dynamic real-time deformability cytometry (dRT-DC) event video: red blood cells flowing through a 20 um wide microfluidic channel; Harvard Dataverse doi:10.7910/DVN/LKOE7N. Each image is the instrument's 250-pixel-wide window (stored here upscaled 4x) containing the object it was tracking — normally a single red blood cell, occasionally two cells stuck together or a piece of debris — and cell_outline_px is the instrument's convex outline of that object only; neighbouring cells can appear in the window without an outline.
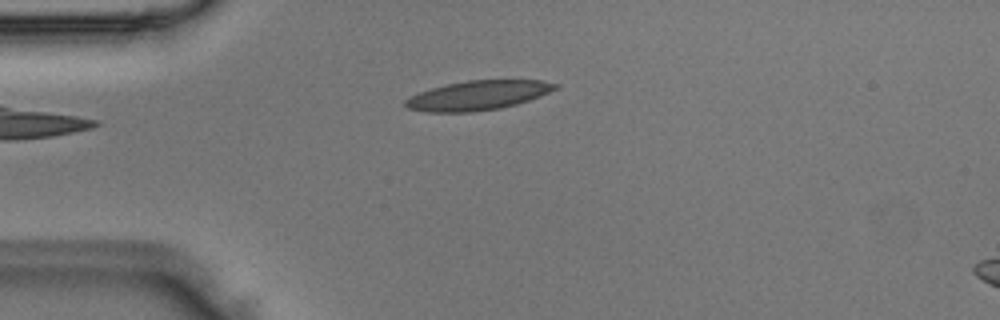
{"species": "Egyptian fruit bat (a non-hibernating species)", "species_latin": "Rousettus aegyptiacus", "temperature_condition": "room temperature", "stored_images_in_passage": 2, "camera_frame_rate_fps": 3000, "um_per_image_px": 0.085, "animal": {"sex": "male"}, "frame": {"image": 1, "passage_image": 2, "time_ms": 0.333, "image_size_px": [1000, 320], "cell_outline_px": [[560, 84], [556, 88], [540, 96], [516, 104], [500, 108], [472, 112], [424, 112], [408, 108], [404, 104], [404, 100], [408, 96], [432, 88], [448, 84], [468, 80], [540, 80]], "centroid_in_image_um": [40.59, 8.11], "position_along_channel_um": 44.4, "area_um2": 25.55}}